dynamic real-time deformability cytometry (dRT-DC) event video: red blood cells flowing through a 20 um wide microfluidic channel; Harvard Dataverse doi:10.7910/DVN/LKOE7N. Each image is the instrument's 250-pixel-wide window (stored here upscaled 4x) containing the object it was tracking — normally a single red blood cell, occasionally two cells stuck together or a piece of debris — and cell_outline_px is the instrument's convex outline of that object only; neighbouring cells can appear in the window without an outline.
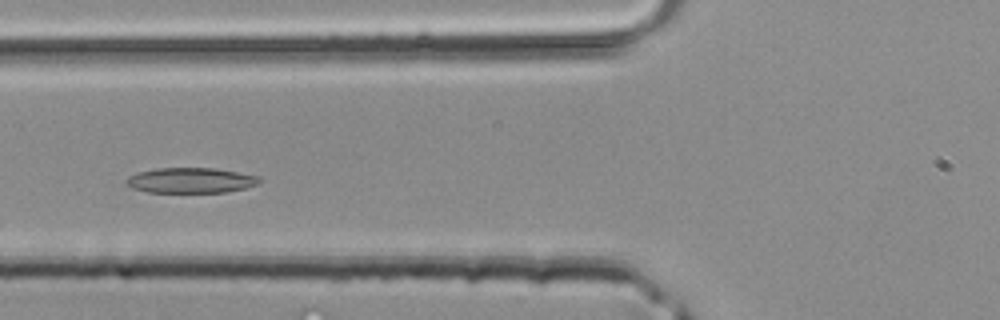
{"species": "common noctule bat (a hibernating species)", "species_latin": "Nyctalus noctula", "temperature_condition": "room temperature", "stored_images_in_passage": 34, "camera_frame_rate_fps": 3000, "um_per_image_px": 0.085, "animal": {"sex": "male", "body_mass_g": 20.4}, "frame": {"image": 1, "passage_image": 8, "time_ms": 2.333, "image_size_px": [1000, 320], "cell_outline_px": [[264, 180], [260, 184], [228, 192], [148, 192], [132, 188], [124, 184], [124, 180], [128, 176], [136, 172], [156, 168], [216, 168], [260, 176]], "centroid_in_image_um": [16.22, 15.32], "position_along_channel_um": 109.6, "area_um2": 20.0}}
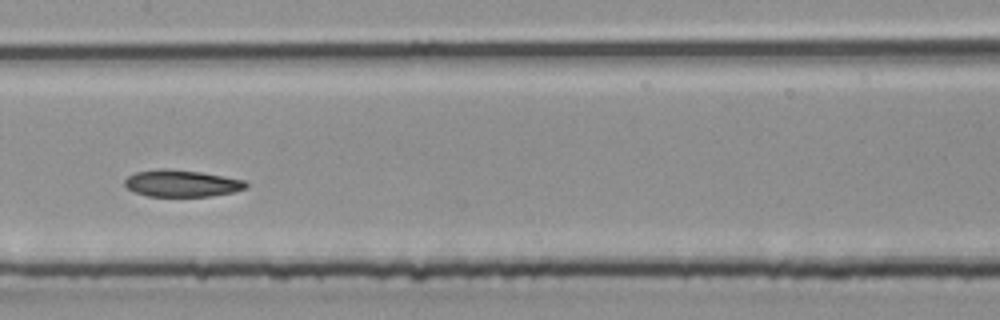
{"frame": {"image": 2, "passage_image": 13, "time_ms": 4.0, "image_size_px": [1000, 320], "cell_outline_px": [[248, 188], [232, 192], [208, 196], [148, 196], [132, 192], [124, 184], [124, 180], [128, 176], [136, 172], [160, 168], [164, 168], [200, 172], [224, 176], [244, 180], [248, 184]], "centroid_in_image_um": [15.42, 15.58], "position_along_channel_um": 192.0, "area_um2": 18.96}}
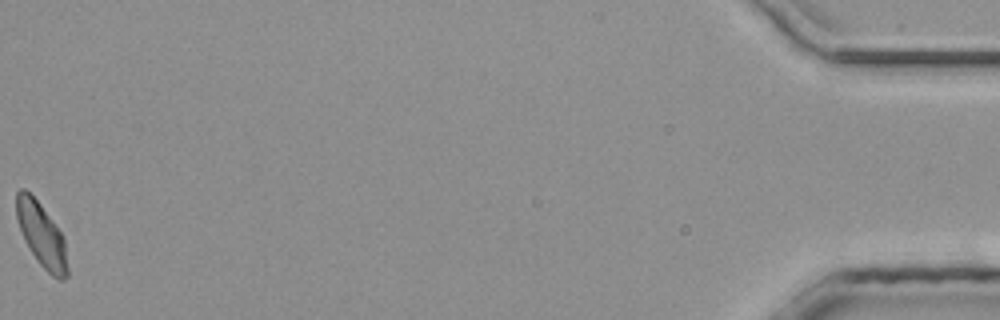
{"frame": {"image": 3, "passage_image": 34, "time_ms": 11.0, "image_size_px": [1000, 320], "cell_outline_px": [[68, 276], [60, 280], [56, 280], [40, 264], [24, 240], [16, 216], [16, 192], [20, 188], [24, 188], [40, 204], [64, 236], [68, 268]], "centroid_in_image_um": [3.54, 19.99], "position_along_channel_um": 431.7, "area_um2": 18.9}}